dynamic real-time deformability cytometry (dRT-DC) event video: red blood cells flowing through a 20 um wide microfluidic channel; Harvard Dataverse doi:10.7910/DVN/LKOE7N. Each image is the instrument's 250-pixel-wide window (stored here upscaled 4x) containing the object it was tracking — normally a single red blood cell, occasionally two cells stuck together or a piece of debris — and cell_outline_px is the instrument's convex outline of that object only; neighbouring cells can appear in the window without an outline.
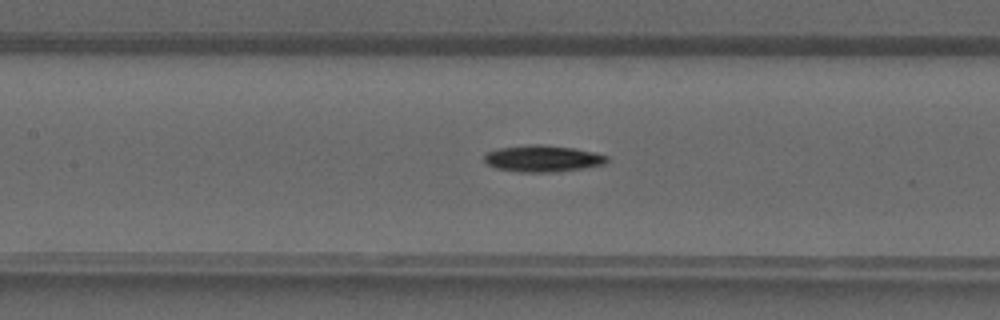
{"species": "common noctule bat (a hibernating species)", "species_latin": "Nyctalus noctula", "temperature_condition": "warm", "stored_images_in_passage": 38, "camera_frame_rate_fps": 3000, "um_per_image_px": 0.085, "animal": {"sex": "male", "forearm_length_mm": 52.5}, "frame": {"image": 1, "passage_image": 19, "time_ms": 6.0, "image_size_px": [1000, 320], "cell_outline_px": [[608, 160], [604, 164], [584, 168], [556, 172], [520, 172], [496, 168], [488, 164], [484, 160], [484, 156], [488, 152], [500, 148], [528, 144], [544, 144], [572, 148], [596, 152], [608, 156]], "centroid_in_image_um": [46.15, 13.47], "position_along_channel_um": 161.2, "area_um2": 19.02}}
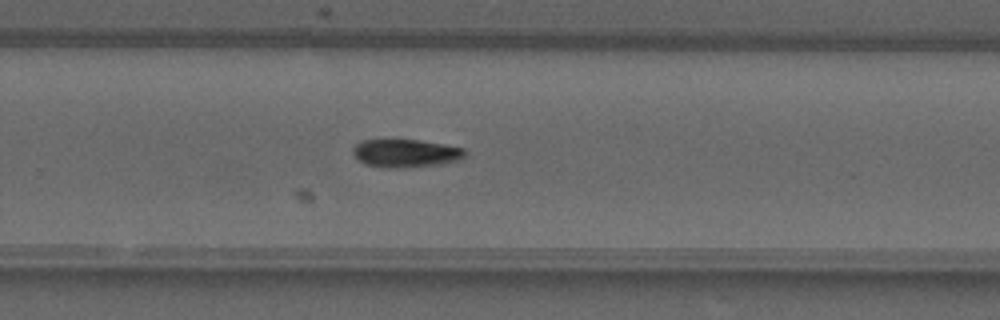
{"frame": {"image": 2, "passage_image": 27, "time_ms": 8.667, "image_size_px": [1000, 320], "cell_outline_px": [[468, 152], [464, 156], [456, 160], [440, 164], [404, 168], [388, 168], [364, 164], [352, 152], [352, 148], [360, 140], [420, 140], [444, 144], [464, 148]], "centroid_in_image_um": [34.48, 13.02], "position_along_channel_um": 295.3, "area_um2": 18.32}}
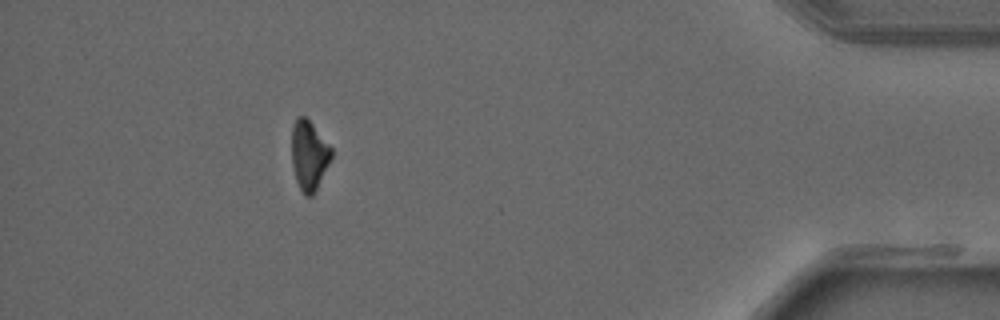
{"frame": {"image": 3, "passage_image": 37, "time_ms": 12.0, "image_size_px": [1000, 320], "cell_outline_px": [[332, 156], [312, 196], [304, 196], [296, 180], [292, 164], [292, 128], [296, 116], [304, 116], [312, 124], [332, 148]], "centroid_in_image_um": [26.25, 13.18], "position_along_channel_um": 409.0, "area_um2": 15.78}}